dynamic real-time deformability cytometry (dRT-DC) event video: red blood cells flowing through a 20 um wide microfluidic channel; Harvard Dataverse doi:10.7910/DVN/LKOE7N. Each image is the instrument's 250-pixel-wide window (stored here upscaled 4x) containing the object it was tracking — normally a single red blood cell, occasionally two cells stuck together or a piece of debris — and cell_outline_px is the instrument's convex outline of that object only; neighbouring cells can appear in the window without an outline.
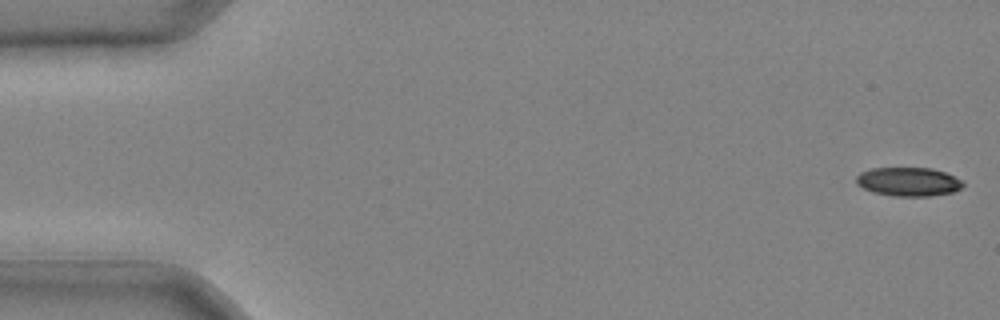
{"species": "common noctule bat (a hibernating species)", "species_latin": "Nyctalus noctula", "temperature_condition": "cold", "stored_images_in_passage": 42, "camera_frame_rate_fps": 3000, "um_per_image_px": 0.085, "animal": {"sex": "male", "body_mass_g": 20.4}, "frame": {"image": 1, "passage_image": 1, "time_ms": 0.0, "image_size_px": [1000, 320], "cell_outline_px": [[964, 184], [960, 188], [952, 192], [928, 196], [892, 196], [872, 192], [856, 184], [856, 176], [860, 172], [872, 168], [932, 168], [944, 172], [960, 180]], "centroid_in_image_um": [77.16, 15.44], "position_along_channel_um": 7.8, "area_um2": 17.8}}
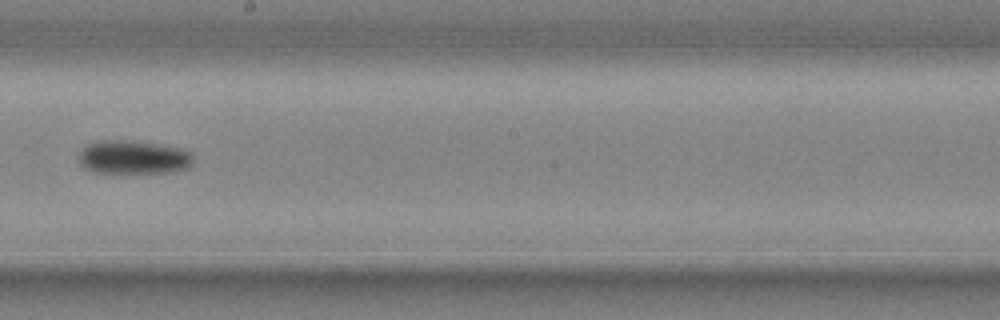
{"frame": {"image": 2, "passage_image": 25, "time_ms": 8.0, "image_size_px": [1000, 320], "cell_outline_px": [[192, 164], [188, 168], [176, 172], [96, 172], [80, 164], [80, 152], [84, 144], [96, 140], [132, 140], [160, 144], [180, 148], [188, 152], [192, 156]], "centroid_in_image_um": [11.33, 13.34], "position_along_channel_um": 236.9, "area_um2": 22.43}}
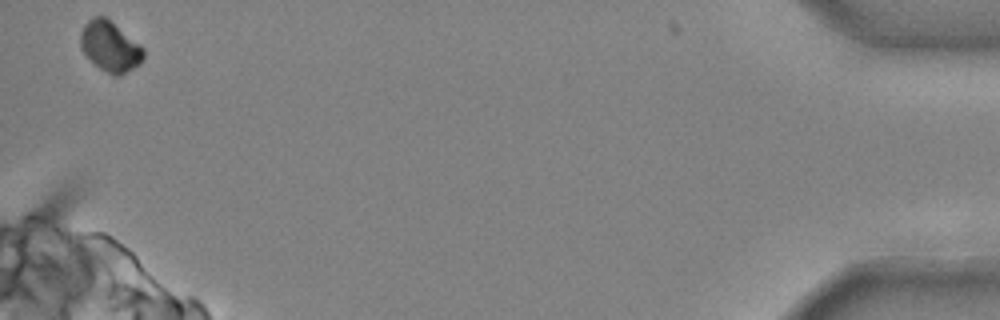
{"frame": {"image": 3, "passage_image": 42, "time_ms": 13.667, "image_size_px": [1000, 320], "cell_outline_px": [[144, 56], [140, 64], [120, 76], [112, 76], [100, 68], [84, 52], [80, 44], [80, 32], [84, 24], [88, 20], [96, 16], [104, 16], [140, 44], [144, 48]], "centroid_in_image_um": [9.37, 3.96], "position_along_channel_um": 425.8, "area_um2": 18.26}}